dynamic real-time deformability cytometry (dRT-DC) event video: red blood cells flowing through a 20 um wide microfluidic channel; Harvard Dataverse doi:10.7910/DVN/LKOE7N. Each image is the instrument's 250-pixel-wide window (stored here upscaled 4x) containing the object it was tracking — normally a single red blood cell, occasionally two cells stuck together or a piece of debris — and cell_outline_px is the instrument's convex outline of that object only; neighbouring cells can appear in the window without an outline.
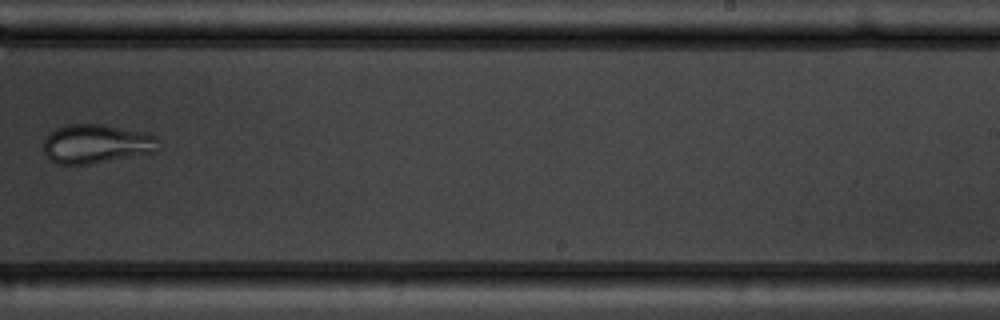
{"species": "common noctule bat (a hibernating species)", "species_latin": "Nyctalus noctula", "temperature_condition": "warm", "stored_images_in_passage": 9, "camera_frame_rate_fps": 3000, "um_per_image_px": 0.085, "animal": {"sex": "male", "body_mass_g": 19.5, "forearm_length_mm": 54.6}, "frame": {"image": 1, "passage_image": 8, "time_ms": 8.0, "image_size_px": [1000, 320], "cell_outline_px": [[156, 152], [88, 164], [56, 164], [48, 160], [44, 152], [44, 140], [56, 128], [64, 124], [104, 124], [144, 132], [156, 136]], "centroid_in_image_um": [8.14, 12.22], "position_along_channel_um": 280.9, "area_um2": 26.07}}